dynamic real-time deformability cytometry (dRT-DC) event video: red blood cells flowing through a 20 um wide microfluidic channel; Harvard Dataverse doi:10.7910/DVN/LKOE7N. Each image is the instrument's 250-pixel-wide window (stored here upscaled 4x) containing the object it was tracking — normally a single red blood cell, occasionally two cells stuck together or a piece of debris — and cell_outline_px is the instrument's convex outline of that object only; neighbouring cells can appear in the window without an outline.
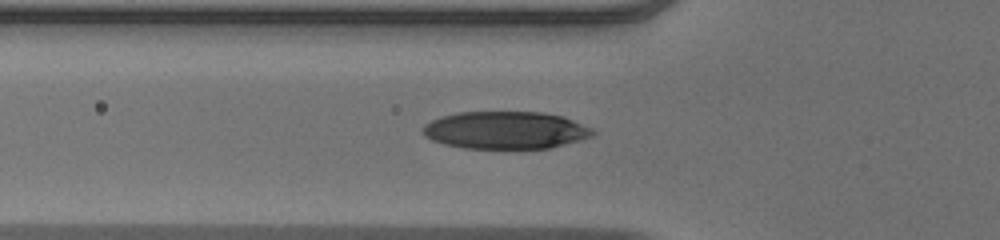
{"species": "human", "species_latin": "Homo sapiens", "temperature_condition": "warm", "stored_images_in_passage": 42, "camera_frame_rate_fps": 3000, "um_per_image_px": 0.085, "donor": {"sex": "male"}, "frame": {"image": 1, "passage_image": 8, "time_ms": 2.333, "image_size_px": [1000, 240], "cell_outline_px": [[596, 132], [592, 136], [580, 140], [548, 148], [464, 148], [444, 144], [432, 140], [424, 136], [420, 132], [420, 128], [424, 124], [440, 116], [460, 112], [544, 112], [564, 116], [592, 128]], "centroid_in_image_um": [42.94, 11.05], "position_along_channel_um": 82.9, "area_um2": 37.34}}
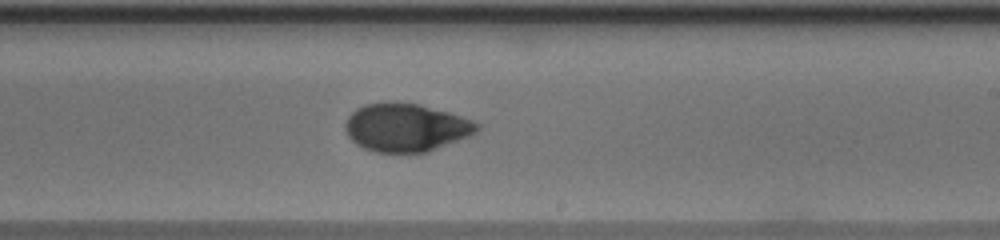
{"frame": {"image": 2, "passage_image": 21, "time_ms": 6.667, "image_size_px": [1000, 240], "cell_outline_px": [[480, 128], [472, 136], [424, 152], [376, 152], [364, 148], [356, 144], [348, 136], [344, 128], [344, 124], [348, 116], [356, 108], [364, 104], [388, 100], [392, 100], [420, 104], [448, 112], [472, 120], [480, 124]], "centroid_in_image_um": [34.49, 10.81], "position_along_channel_um": 254.5, "area_um2": 37.34}}
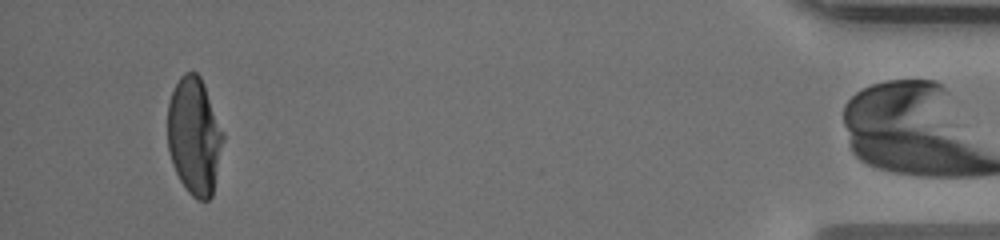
{"frame": {"image": 3, "passage_image": 39, "time_ms": 12.667, "image_size_px": [1000, 240], "cell_outline_px": [[224, 140], [212, 196], [208, 200], [196, 200], [188, 192], [180, 180], [172, 164], [168, 152], [168, 100], [180, 76], [184, 72], [196, 72], [200, 76], [204, 84], [224, 132]], "centroid_in_image_um": [16.52, 11.57], "position_along_channel_um": 418.7, "area_um2": 38.15}, "authors_computed_cell_mechanics": {"area_um2": 37.8012, "velocity_mm_per_s": 3.9549, "shape_relaxation_time_tau1_ms": 5.3783, "shape_relaxation_time_tau2_ms": 1.073, "deformation_change_tau1": 0.2462, "deformation_change_tau2": 0.0447}}